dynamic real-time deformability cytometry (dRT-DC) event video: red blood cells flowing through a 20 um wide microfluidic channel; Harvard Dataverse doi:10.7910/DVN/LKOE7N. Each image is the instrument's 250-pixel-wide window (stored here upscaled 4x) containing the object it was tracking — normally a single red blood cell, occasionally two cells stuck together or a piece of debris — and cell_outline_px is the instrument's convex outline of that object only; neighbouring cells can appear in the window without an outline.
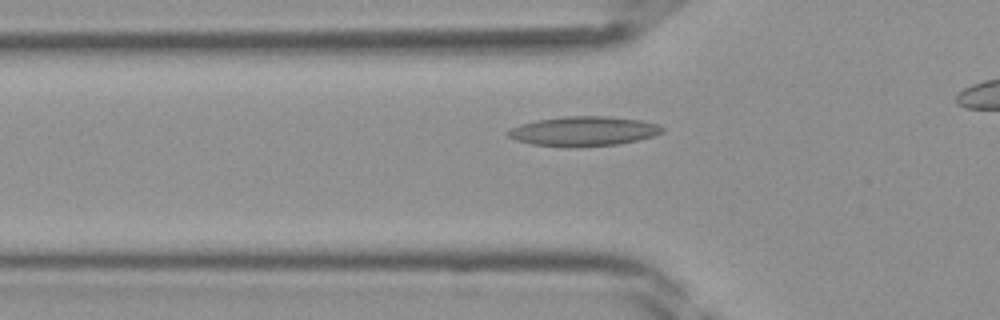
{"species": "Egyptian fruit bat (a non-hibernating species)", "species_latin": "Rousettus aegyptiacus", "temperature_condition": "room temperature", "stored_images_in_passage": 32, "camera_frame_rate_fps": 3000, "um_per_image_px": 0.085, "frame": {"image": 1, "passage_image": 10, "time_ms": 3.0, "image_size_px": [1000, 320], "cell_outline_px": [[664, 132], [656, 136], [616, 144], [580, 148], [532, 144], [516, 140], [508, 136], [504, 132], [520, 124], [536, 120], [564, 116], [608, 116], [640, 120], [660, 124], [664, 128]], "centroid_in_image_um": [49.62, 11.15], "position_along_channel_um": 76.2, "area_um2": 26.88}}
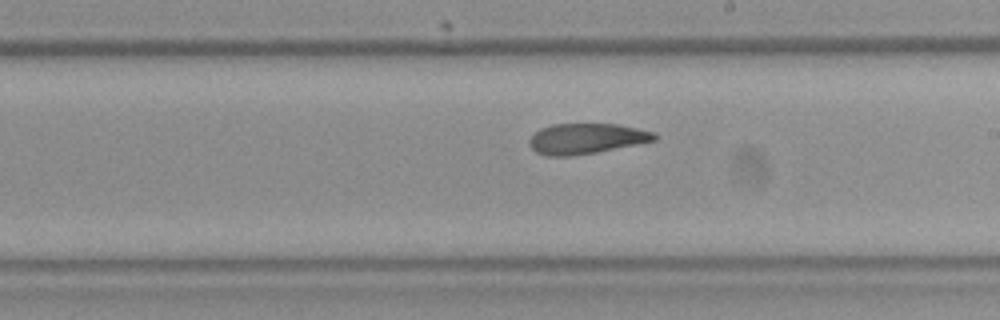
{"frame": {"image": 2, "passage_image": 20, "time_ms": 6.333, "image_size_px": [1000, 320], "cell_outline_px": [[656, 140], [596, 152], [572, 156], [544, 156], [536, 152], [528, 144], [528, 140], [540, 128], [552, 124], [616, 124], [656, 132]], "centroid_in_image_um": [49.8, 11.78], "position_along_channel_um": 239.2, "area_um2": 22.14}}
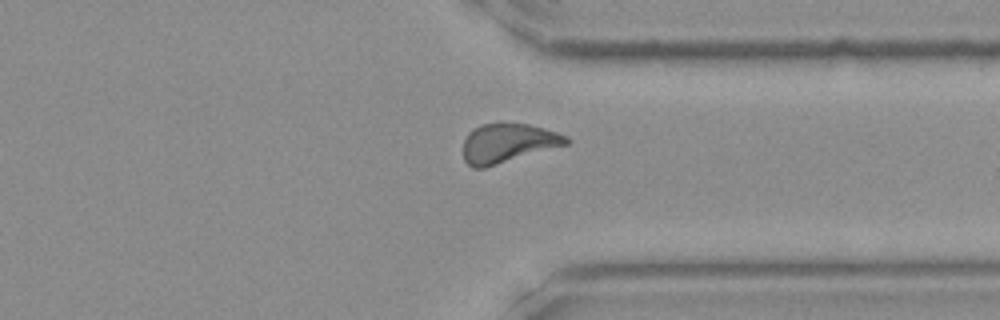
{"frame": {"image": 3, "passage_image": 28, "time_ms": 9.0, "image_size_px": [1000, 320], "cell_outline_px": [[572, 140], [568, 144], [484, 168], [472, 168], [464, 160], [464, 140], [468, 132], [484, 124], [528, 124], [544, 128], [568, 136]], "centroid_in_image_um": [43.19, 12.18], "position_along_channel_um": 368.2, "area_um2": 23.24}}